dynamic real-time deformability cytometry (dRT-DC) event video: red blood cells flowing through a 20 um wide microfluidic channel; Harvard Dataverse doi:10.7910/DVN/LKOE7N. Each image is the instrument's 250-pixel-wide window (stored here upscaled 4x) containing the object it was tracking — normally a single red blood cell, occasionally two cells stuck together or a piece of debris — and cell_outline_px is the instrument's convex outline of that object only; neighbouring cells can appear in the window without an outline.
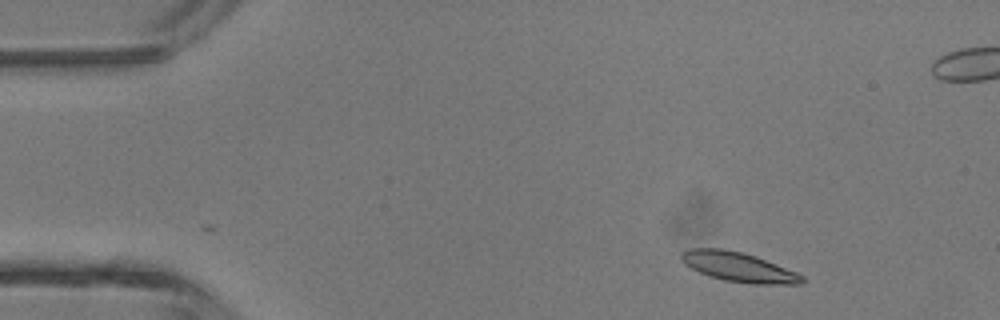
{"species": "common noctule bat (a hibernating species)", "species_latin": "Nyctalus noctula", "temperature_condition": "room temperature", "stored_images_in_passage": 4, "camera_frame_rate_fps": 3000, "um_per_image_px": 0.085, "animal": {"sex": "male", "body_mass_g": 13.3}, "frame": {"image": 1, "passage_image": 1, "time_ms": 0.0, "image_size_px": [1000, 320], "cell_outline_px": [[808, 280], [800, 284], [752, 284], [724, 280], [700, 272], [684, 264], [680, 260], [680, 252], [688, 248], [720, 248], [740, 252], [756, 256], [796, 272], [804, 276]], "centroid_in_image_um": [62.78, 22.69], "position_along_channel_um": 22.2, "area_um2": 20.81}}